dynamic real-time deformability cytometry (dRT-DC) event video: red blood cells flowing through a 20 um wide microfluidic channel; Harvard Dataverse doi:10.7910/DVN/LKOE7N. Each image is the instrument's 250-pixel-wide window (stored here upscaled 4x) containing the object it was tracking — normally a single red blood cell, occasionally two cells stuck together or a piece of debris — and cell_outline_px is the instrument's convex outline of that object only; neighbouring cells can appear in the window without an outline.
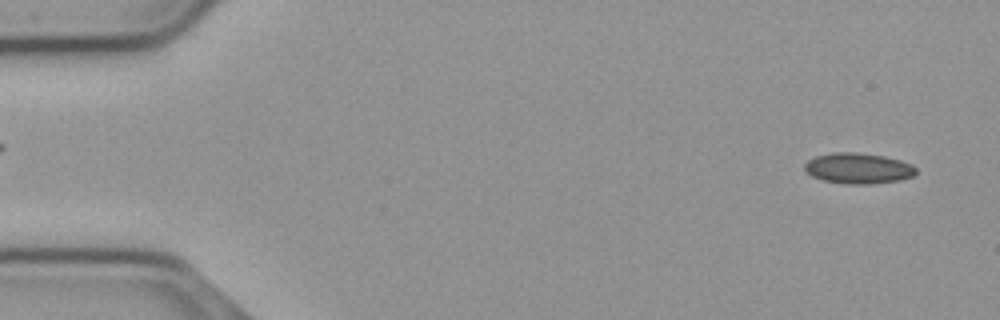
{"species": "common noctule bat (a hibernating species)", "species_latin": "Nyctalus noctula", "temperature_condition": "cold", "stored_images_in_passage": 53, "camera_frame_rate_fps": 3000, "um_per_image_px": 0.085, "animal": {"sex": "male", "body_mass_g": 23.1, "forearm_length_mm": 52.7}, "frame": {"image": 1, "passage_image": 1, "time_ms": 0.0, "image_size_px": [1000, 320], "cell_outline_px": [[916, 172], [912, 176], [900, 180], [868, 184], [848, 184], [824, 180], [812, 176], [804, 168], [804, 164], [808, 160], [816, 156], [832, 152], [856, 152], [884, 156], [900, 160], [912, 164], [916, 168]], "centroid_in_image_um": [72.95, 14.3], "position_along_channel_um": 12.0, "area_um2": 19.83}}
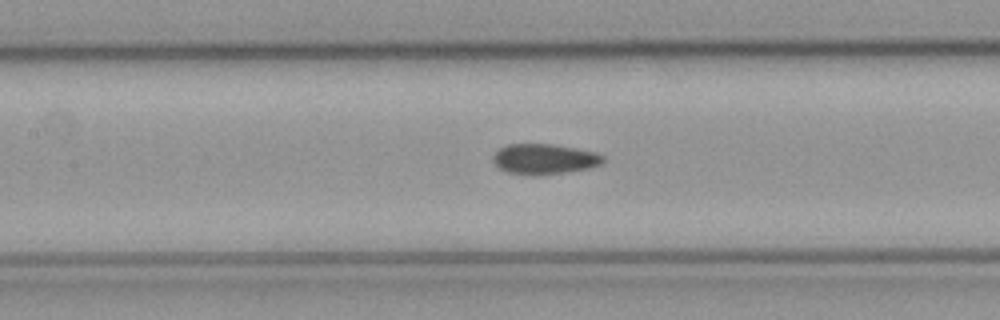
{"frame": {"image": 2, "passage_image": 23, "time_ms": 7.333, "image_size_px": [1000, 320], "cell_outline_px": [[604, 160], [600, 164], [588, 168], [564, 172], [508, 172], [500, 168], [492, 160], [492, 156], [500, 148], [508, 144], [552, 144], [576, 148], [596, 152], [604, 156]], "centroid_in_image_um": [46.29, 13.46], "position_along_channel_um": 161.1, "area_um2": 18.55}}
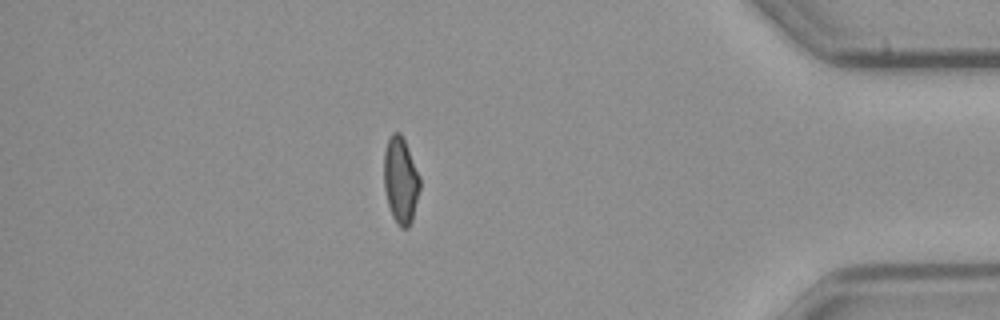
{"frame": {"image": 3, "passage_image": 46, "time_ms": 15.0, "image_size_px": [1000, 320], "cell_outline_px": [[420, 188], [412, 220], [408, 228], [400, 228], [396, 224], [392, 216], [388, 204], [384, 188], [384, 152], [388, 140], [392, 132], [400, 132], [404, 140], [420, 176]], "centroid_in_image_um": [34.05, 15.35], "position_along_channel_um": 401.2, "area_um2": 18.09}, "authors_computed_cell_mechanics": {"area_um2": 19.1318, "velocity_mm_per_s": 3.6917, "shape_relaxation_time_tau1_ms": null, "shape_relaxation_time_tau2_ms": 2.9256, "deformation_change_tau1": null, "deformation_change_tau2": 0.0878}}